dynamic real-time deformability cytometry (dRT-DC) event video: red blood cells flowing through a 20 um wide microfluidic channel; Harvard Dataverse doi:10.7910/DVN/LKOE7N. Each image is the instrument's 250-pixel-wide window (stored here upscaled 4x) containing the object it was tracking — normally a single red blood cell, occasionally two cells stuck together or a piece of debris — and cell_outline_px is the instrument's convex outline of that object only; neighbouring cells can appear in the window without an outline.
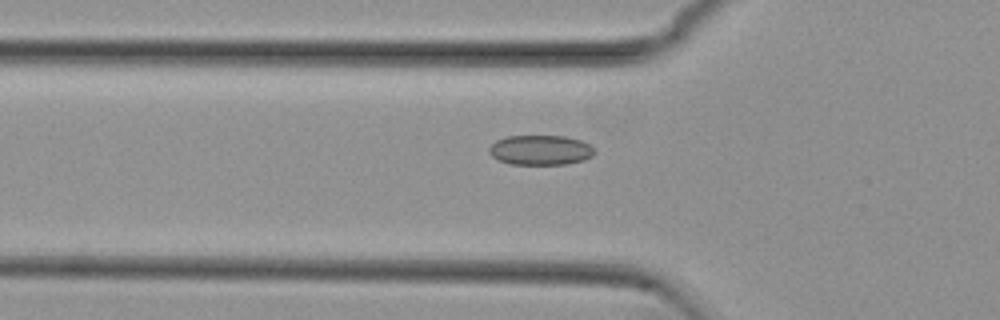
{"species": "common noctule bat (a hibernating species)", "species_latin": "Nyctalus noctula", "temperature_condition": "cold", "stored_images_in_passage": 37, "camera_frame_rate_fps": 3000, "um_per_image_px": 0.085, "animal": {"sex": "female", "body_mass_g": 29.2, "forearm_length_mm": 56.3}, "frame": {"image": 1, "passage_image": 8, "time_ms": 2.333, "image_size_px": [1000, 320], "cell_outline_px": [[596, 152], [592, 156], [584, 160], [564, 164], [512, 164], [496, 160], [488, 152], [488, 148], [496, 140], [508, 136], [564, 136], [580, 140], [596, 148]], "centroid_in_image_um": [45.94, 12.76], "position_along_channel_um": 79.9, "area_um2": 18.44}}
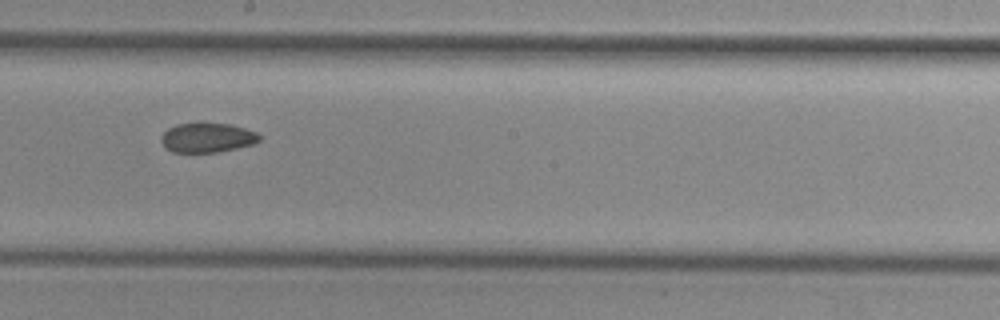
{"frame": {"image": 2, "passage_image": 20, "time_ms": 6.333, "image_size_px": [1000, 320], "cell_outline_px": [[260, 140], [252, 144], [220, 152], [172, 152], [164, 148], [160, 140], [160, 136], [168, 128], [176, 124], [232, 124], [256, 132], [260, 136]], "centroid_in_image_um": [17.58, 11.72], "position_along_channel_um": 230.6, "area_um2": 16.82}}
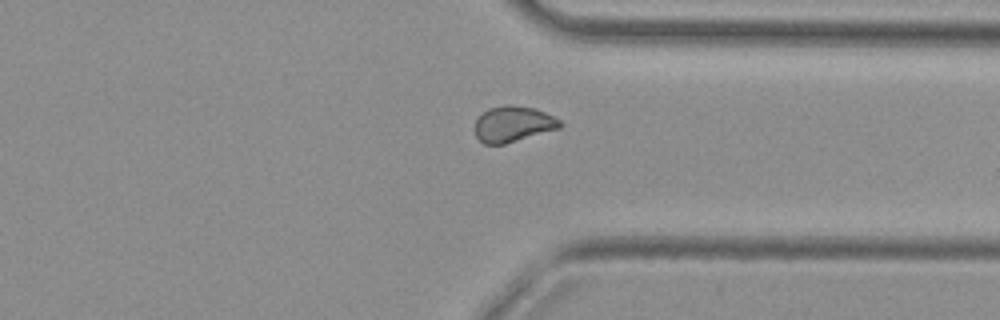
{"frame": {"image": 3, "passage_image": 31, "time_ms": 10.0, "image_size_px": [1000, 320], "cell_outline_px": [[564, 124], [560, 128], [504, 144], [484, 144], [476, 136], [476, 120], [488, 108], [504, 104], [512, 104], [536, 108], [560, 120]], "centroid_in_image_um": [43.63, 10.52], "position_along_channel_um": 367.8, "area_um2": 17.74}, "authors_computed_cell_mechanics": {"area_um2": 17.8602, "velocity_mm_per_s": 3.7669, "shape_relaxation_time_tau1_ms": null, "shape_relaxation_time_tau2_ms": 3.5223, "deformation_change_tau1": null, "deformation_change_tau2": 0.0641}}